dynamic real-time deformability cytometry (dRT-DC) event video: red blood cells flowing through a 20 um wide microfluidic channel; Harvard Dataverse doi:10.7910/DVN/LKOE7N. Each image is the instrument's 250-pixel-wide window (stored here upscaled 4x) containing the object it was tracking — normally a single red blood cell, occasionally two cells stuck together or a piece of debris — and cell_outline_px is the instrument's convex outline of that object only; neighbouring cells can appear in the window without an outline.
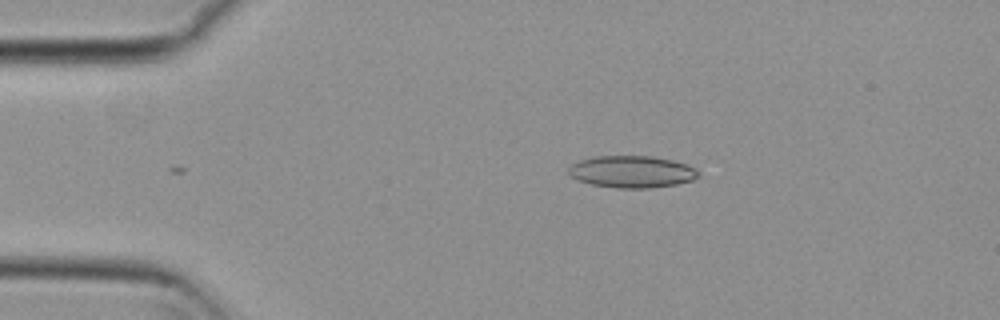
{"species": "common noctule bat (a hibernating species)", "species_latin": "Nyctalus noctula", "temperature_condition": "cold", "stored_images_in_passage": 4, "camera_frame_rate_fps": 3000, "um_per_image_px": 0.085, "animal": {"sex": "female", "body_mass_g": 29.2, "forearm_length_mm": 56.3}, "frame": {"image": 1, "passage_image": 3, "time_ms": 0.667, "image_size_px": [1000, 320], "cell_outline_px": [[700, 176], [692, 180], [676, 184], [648, 188], [616, 188], [592, 184], [580, 180], [572, 176], [568, 172], [568, 168], [572, 164], [580, 160], [596, 156], [652, 156], [672, 160], [684, 164], [700, 172]], "centroid_in_image_um": [53.71, 14.59], "position_along_channel_um": 31.3, "area_um2": 23.93}}